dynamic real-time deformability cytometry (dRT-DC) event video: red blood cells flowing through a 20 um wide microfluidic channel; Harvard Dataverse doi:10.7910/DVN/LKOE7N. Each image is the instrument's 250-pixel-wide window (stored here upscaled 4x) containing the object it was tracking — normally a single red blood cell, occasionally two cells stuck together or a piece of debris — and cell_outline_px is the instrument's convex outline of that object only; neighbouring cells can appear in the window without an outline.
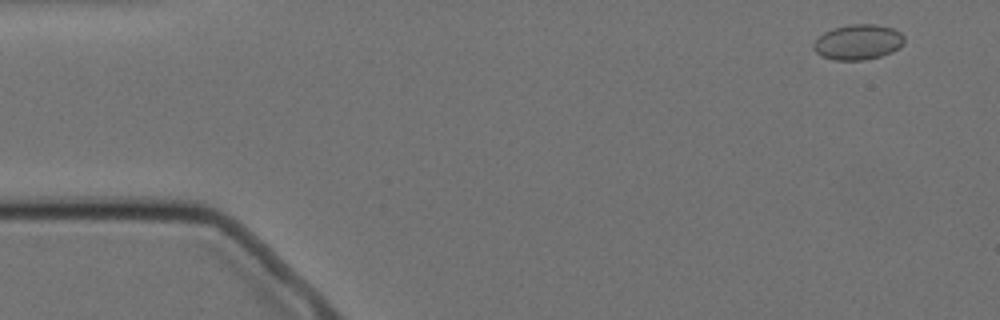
{"species": "Egyptian fruit bat (a non-hibernating species)", "species_latin": "Rousettus aegyptiacus", "temperature_condition": "cold", "stored_images_in_passage": 10, "camera_frame_rate_fps": 3000, "um_per_image_px": 0.085, "animal": {"sex": "female"}, "frame": {"image": 1, "passage_image": 1, "time_ms": 0.0, "image_size_px": [1000, 320], "cell_outline_px": [[904, 44], [892, 52], [880, 56], [864, 60], [836, 60], [824, 56], [816, 52], [812, 48], [812, 44], [824, 32], [832, 28], [848, 24], [876, 24], [892, 28], [900, 32], [904, 36]], "centroid_in_image_um": [72.94, 3.57], "position_along_channel_um": 12.1, "area_um2": 18.67}}
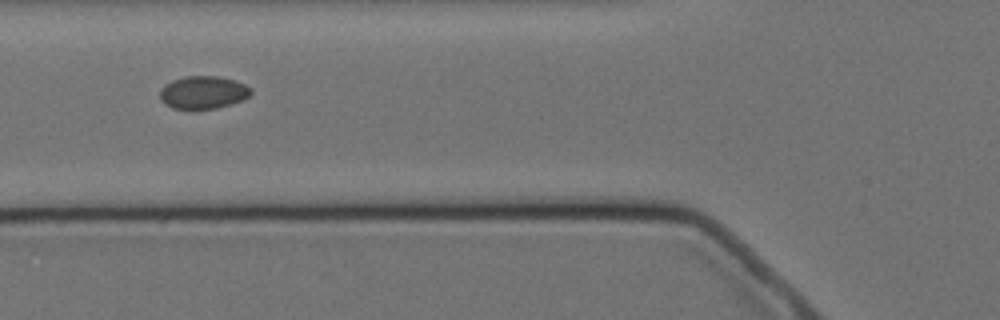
{"frame": {"image": 2, "passage_image": 6, "time_ms": 5.667, "image_size_px": [1000, 320], "cell_outline_px": [[252, 92], [248, 96], [240, 100], [216, 108], [172, 108], [164, 104], [160, 100], [160, 88], [164, 84], [172, 80], [184, 76], [216, 76], [232, 80], [244, 84], [252, 88]], "centroid_in_image_um": [17.21, 7.84], "position_along_channel_um": 108.6, "area_um2": 17.17}}
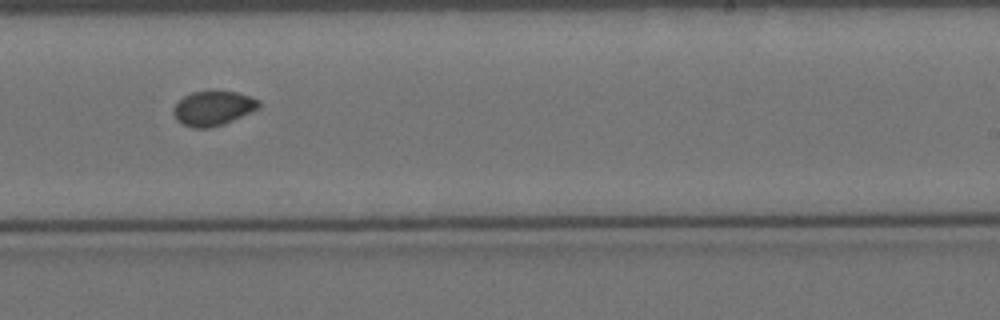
{"frame": {"image": 3, "passage_image": 10, "time_ms": 10.333, "image_size_px": [1000, 320], "cell_outline_px": [[260, 108], [224, 124], [212, 128], [192, 128], [176, 120], [172, 112], [172, 108], [184, 96], [192, 92], [236, 92], [260, 100]], "centroid_in_image_um": [18.11, 9.22], "position_along_channel_um": 270.9, "area_um2": 17.11}}